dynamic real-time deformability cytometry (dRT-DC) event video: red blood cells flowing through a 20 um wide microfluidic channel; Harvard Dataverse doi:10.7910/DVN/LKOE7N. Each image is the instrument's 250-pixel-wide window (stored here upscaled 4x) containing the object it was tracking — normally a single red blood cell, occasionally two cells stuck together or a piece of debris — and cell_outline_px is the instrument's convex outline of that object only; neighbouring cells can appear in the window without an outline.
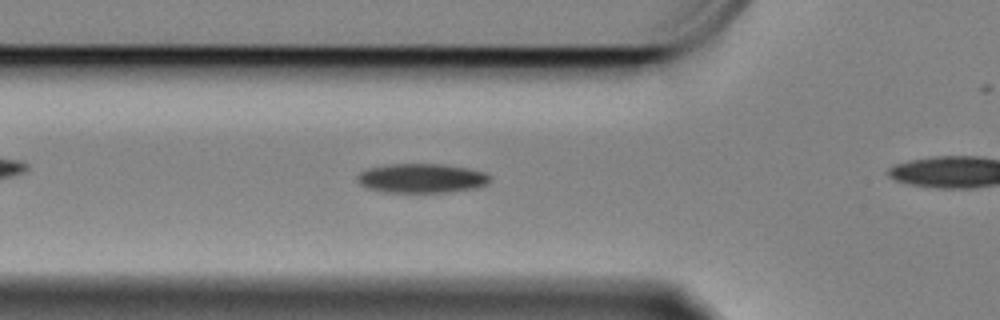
{"species": "Egyptian fruit bat (a non-hibernating species)", "species_latin": "Rousettus aegyptiacus", "temperature_condition": "cold", "stored_images_in_passage": 33, "camera_frame_rate_fps": 3000, "um_per_image_px": 0.085, "animal": {"sex": "female"}, "frame": {"image": 1, "passage_image": 5, "time_ms": 1.333, "image_size_px": [1000, 320], "cell_outline_px": [[488, 184], [480, 188], [444, 192], [384, 192], [368, 188], [360, 184], [356, 180], [356, 176], [360, 172], [368, 168], [388, 164], [440, 164], [468, 168], [484, 172], [488, 176]], "centroid_in_image_um": [35.82, 15.15], "position_along_channel_um": 90.0, "area_um2": 22.66}}
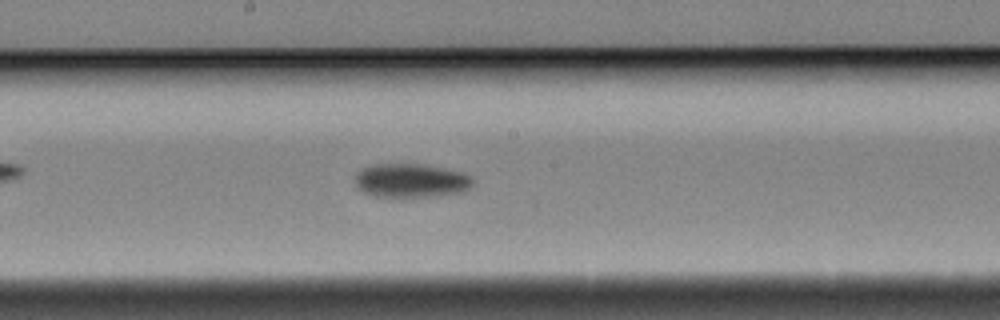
{"frame": {"image": 2, "passage_image": 16, "time_ms": 5.0, "image_size_px": [1000, 320], "cell_outline_px": [[472, 184], [464, 192], [436, 196], [376, 196], [364, 192], [356, 184], [356, 172], [360, 168], [372, 164], [424, 164], [444, 168], [460, 172], [468, 176], [472, 180]], "centroid_in_image_um": [34.91, 15.33], "position_along_channel_um": 213.3, "area_um2": 23.0}}
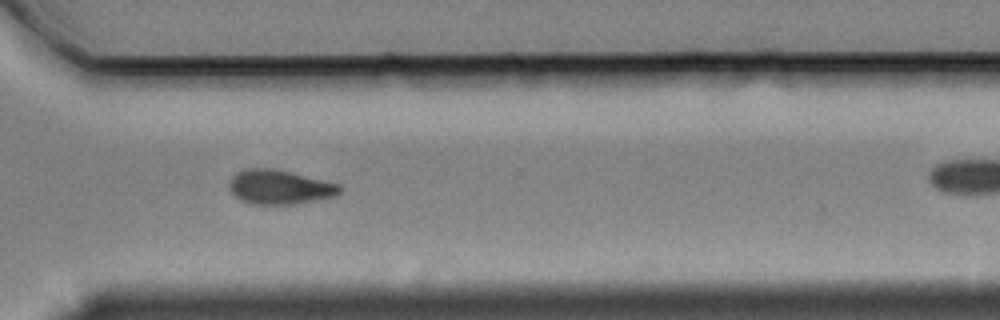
{"frame": {"image": 3, "passage_image": 28, "time_ms": 9.0, "image_size_px": [1000, 320], "cell_outline_px": [[344, 188], [336, 196], [292, 204], [252, 204], [240, 200], [232, 192], [232, 176], [236, 172], [244, 168], [272, 168], [340, 184]], "centroid_in_image_um": [23.8, 15.9], "position_along_channel_um": 346.8, "area_um2": 21.79}}